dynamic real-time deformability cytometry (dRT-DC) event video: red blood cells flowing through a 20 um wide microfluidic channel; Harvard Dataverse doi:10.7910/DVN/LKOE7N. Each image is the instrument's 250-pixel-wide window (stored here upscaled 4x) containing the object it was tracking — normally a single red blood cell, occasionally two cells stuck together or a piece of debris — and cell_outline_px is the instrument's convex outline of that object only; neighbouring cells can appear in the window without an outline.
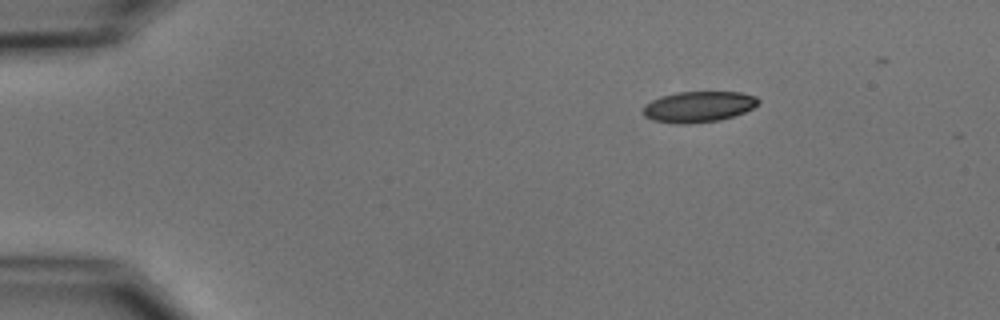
{"species": "common noctule bat (a hibernating species)", "species_latin": "Nyctalus noctula", "temperature_condition": "cold", "stored_images_in_passage": 4, "camera_frame_rate_fps": 3000, "um_per_image_px": 0.085, "animal": {"sex": "male", "body_mass_g": 15.6}, "frame": {"image": 1, "passage_image": 4, "time_ms": 3.667, "image_size_px": [1000, 320], "cell_outline_px": [[760, 100], [752, 108], [744, 112], [720, 120], [688, 124], [676, 124], [652, 120], [644, 116], [644, 104], [660, 96], [676, 92], [740, 92], [756, 96]], "centroid_in_image_um": [59.34, 9.07], "position_along_channel_um": 25.7, "area_um2": 20.75}}